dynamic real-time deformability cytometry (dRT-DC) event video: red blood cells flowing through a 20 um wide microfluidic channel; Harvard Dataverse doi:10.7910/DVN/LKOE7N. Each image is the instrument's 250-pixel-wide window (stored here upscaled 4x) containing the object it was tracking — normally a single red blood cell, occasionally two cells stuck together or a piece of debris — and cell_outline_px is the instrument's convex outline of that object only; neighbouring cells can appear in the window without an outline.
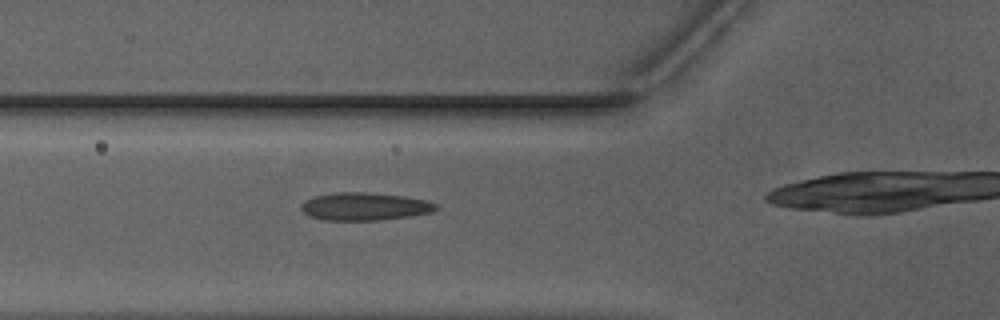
{"species": "Egyptian fruit bat (a non-hibernating species)", "species_latin": "Rousettus aegyptiacus", "temperature_condition": "warm", "stored_images_in_passage": 13, "camera_frame_rate_fps": 3000, "um_per_image_px": 0.085, "animal": {"sex": "male"}, "frame": {"image": 1, "passage_image": 6, "time_ms": 1.667, "image_size_px": [1000, 320], "cell_outline_px": [[440, 208], [432, 212], [412, 216], [380, 220], [324, 220], [308, 216], [300, 208], [300, 204], [304, 200], [316, 196], [336, 192], [364, 192], [404, 196], [428, 200], [436, 204]], "centroid_in_image_um": [31.01, 17.55], "position_along_channel_um": 94.8, "area_um2": 22.02}}
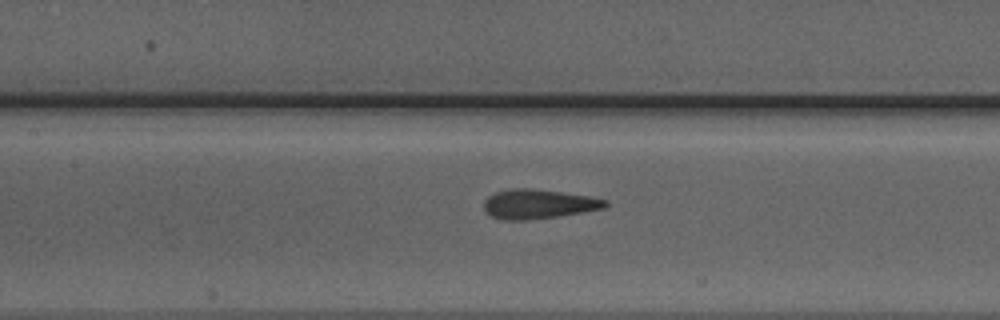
{"frame": {"image": 2, "passage_image": 11, "time_ms": 3.333, "image_size_px": [1000, 320], "cell_outline_px": [[608, 204], [604, 208], [556, 216], [528, 220], [504, 220], [492, 216], [484, 208], [484, 200], [488, 196], [496, 192], [512, 188], [528, 188], [560, 192], [588, 196], [608, 200]], "centroid_in_image_um": [45.74, 17.34], "position_along_channel_um": 161.7, "area_um2": 20.46}}